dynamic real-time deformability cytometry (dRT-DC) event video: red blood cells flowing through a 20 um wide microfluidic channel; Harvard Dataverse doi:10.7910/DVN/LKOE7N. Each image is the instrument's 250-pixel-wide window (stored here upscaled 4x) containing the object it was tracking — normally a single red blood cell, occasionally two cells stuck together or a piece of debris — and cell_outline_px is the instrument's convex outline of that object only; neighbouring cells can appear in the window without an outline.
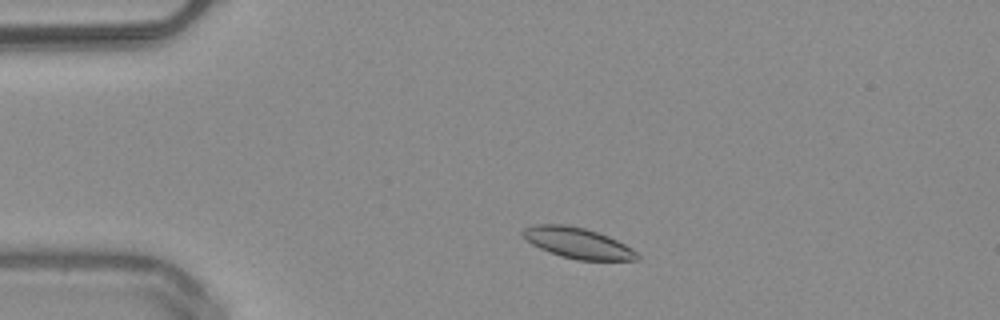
{"species": "common noctule bat (a hibernating species)", "species_latin": "Nyctalus noctula", "temperature_condition": "warm", "stored_images_in_passage": 46, "camera_frame_rate_fps": 3000, "um_per_image_px": 0.085, "animal": {"sex": "male", "body_mass_g": 20.4}, "frame": {"image": 1, "passage_image": 6, "time_ms": 1.667, "image_size_px": [1000, 320], "cell_outline_px": [[640, 260], [580, 260], [560, 256], [548, 252], [532, 244], [520, 232], [524, 228], [532, 224], [564, 224], [584, 228], [608, 236], [632, 248], [640, 256]], "centroid_in_image_um": [49.09, 20.65], "position_along_channel_um": 35.9, "area_um2": 20.4}}
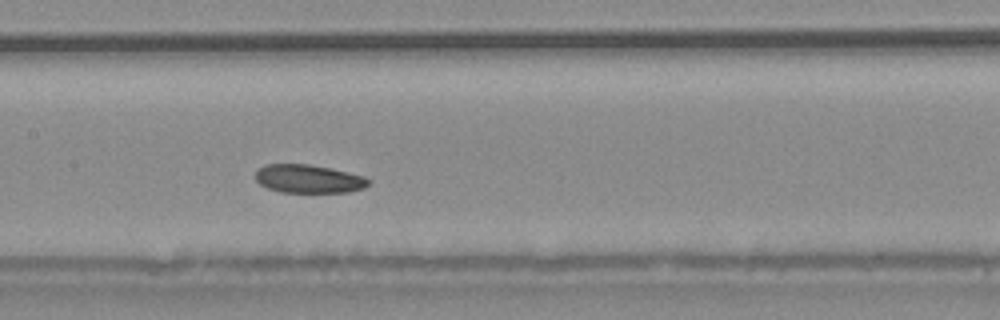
{"frame": {"image": 2, "passage_image": 20, "time_ms": 6.333, "image_size_px": [1000, 320], "cell_outline_px": [[372, 180], [364, 188], [348, 192], [280, 192], [268, 188], [260, 184], [256, 180], [256, 172], [264, 164], [308, 164], [328, 168], [364, 176]], "centroid_in_image_um": [26.23, 15.2], "position_along_channel_um": 181.2, "area_um2": 18.55}}
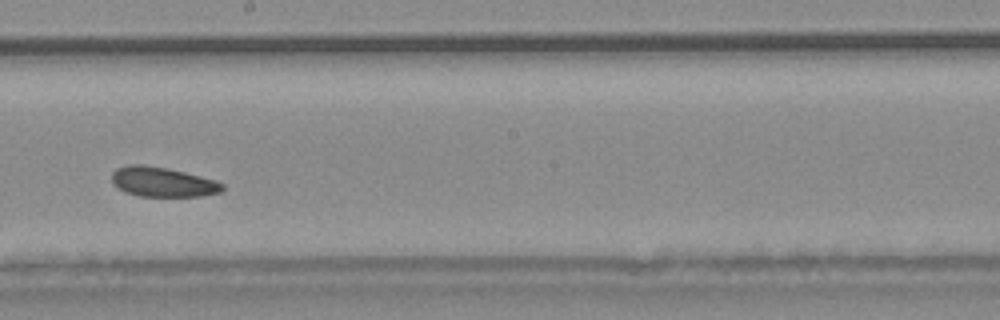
{"frame": {"image": 3, "passage_image": 24, "time_ms": 7.667, "image_size_px": [1000, 320], "cell_outline_px": [[224, 188], [220, 192], [200, 196], [140, 196], [124, 192], [112, 180], [112, 172], [116, 168], [128, 164], [144, 164], [168, 168], [216, 180], [224, 184]], "centroid_in_image_um": [13.82, 15.45], "position_along_channel_um": 234.4, "area_um2": 19.13}, "authors_computed_cell_mechanics": {"area_um2": 19.8254, "velocity_mm_per_s": 3.9967, "shape_relaxation_time_tau1_ms": 3.3915, "shape_relaxation_time_tau2_ms": null, "deformation_change_tau1": 0.0627, "deformation_change_tau2": null}}